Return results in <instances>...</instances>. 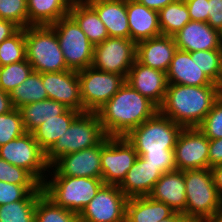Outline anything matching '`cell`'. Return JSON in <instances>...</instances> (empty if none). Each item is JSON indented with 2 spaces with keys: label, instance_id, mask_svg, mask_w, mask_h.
I'll use <instances>...</instances> for the list:
<instances>
[{
  "label": "cell",
  "instance_id": "1",
  "mask_svg": "<svg viewBox=\"0 0 222 222\" xmlns=\"http://www.w3.org/2000/svg\"><path fill=\"white\" fill-rule=\"evenodd\" d=\"M182 129V126L158 111L125 137L134 146L138 156L164 174L177 170L174 147Z\"/></svg>",
  "mask_w": 222,
  "mask_h": 222
},
{
  "label": "cell",
  "instance_id": "23",
  "mask_svg": "<svg viewBox=\"0 0 222 222\" xmlns=\"http://www.w3.org/2000/svg\"><path fill=\"white\" fill-rule=\"evenodd\" d=\"M162 175L157 167L138 156L118 186L127 198L149 196Z\"/></svg>",
  "mask_w": 222,
  "mask_h": 222
},
{
  "label": "cell",
  "instance_id": "14",
  "mask_svg": "<svg viewBox=\"0 0 222 222\" xmlns=\"http://www.w3.org/2000/svg\"><path fill=\"white\" fill-rule=\"evenodd\" d=\"M104 146L105 138L94 147L86 148L81 151L72 152L59 157L50 166L48 175L51 174L50 176L90 177L102 179L101 149Z\"/></svg>",
  "mask_w": 222,
  "mask_h": 222
},
{
  "label": "cell",
  "instance_id": "6",
  "mask_svg": "<svg viewBox=\"0 0 222 222\" xmlns=\"http://www.w3.org/2000/svg\"><path fill=\"white\" fill-rule=\"evenodd\" d=\"M26 60L35 72H63L67 68L55 30L51 25L25 28Z\"/></svg>",
  "mask_w": 222,
  "mask_h": 222
},
{
  "label": "cell",
  "instance_id": "24",
  "mask_svg": "<svg viewBox=\"0 0 222 222\" xmlns=\"http://www.w3.org/2000/svg\"><path fill=\"white\" fill-rule=\"evenodd\" d=\"M104 23L109 37L130 39L126 0H87Z\"/></svg>",
  "mask_w": 222,
  "mask_h": 222
},
{
  "label": "cell",
  "instance_id": "19",
  "mask_svg": "<svg viewBox=\"0 0 222 222\" xmlns=\"http://www.w3.org/2000/svg\"><path fill=\"white\" fill-rule=\"evenodd\" d=\"M168 84L186 86L217 85L201 70L196 61V51L186 52L177 49L166 72Z\"/></svg>",
  "mask_w": 222,
  "mask_h": 222
},
{
  "label": "cell",
  "instance_id": "18",
  "mask_svg": "<svg viewBox=\"0 0 222 222\" xmlns=\"http://www.w3.org/2000/svg\"><path fill=\"white\" fill-rule=\"evenodd\" d=\"M177 49L186 52L220 49L222 38L219 30L207 22L189 21L173 35Z\"/></svg>",
  "mask_w": 222,
  "mask_h": 222
},
{
  "label": "cell",
  "instance_id": "26",
  "mask_svg": "<svg viewBox=\"0 0 222 222\" xmlns=\"http://www.w3.org/2000/svg\"><path fill=\"white\" fill-rule=\"evenodd\" d=\"M72 0H27L28 26L52 25L69 15Z\"/></svg>",
  "mask_w": 222,
  "mask_h": 222
},
{
  "label": "cell",
  "instance_id": "35",
  "mask_svg": "<svg viewBox=\"0 0 222 222\" xmlns=\"http://www.w3.org/2000/svg\"><path fill=\"white\" fill-rule=\"evenodd\" d=\"M33 71L31 64L27 60L0 66V88L10 94Z\"/></svg>",
  "mask_w": 222,
  "mask_h": 222
},
{
  "label": "cell",
  "instance_id": "13",
  "mask_svg": "<svg viewBox=\"0 0 222 222\" xmlns=\"http://www.w3.org/2000/svg\"><path fill=\"white\" fill-rule=\"evenodd\" d=\"M127 201L118 185L104 184L80 213V222H126Z\"/></svg>",
  "mask_w": 222,
  "mask_h": 222
},
{
  "label": "cell",
  "instance_id": "10",
  "mask_svg": "<svg viewBox=\"0 0 222 222\" xmlns=\"http://www.w3.org/2000/svg\"><path fill=\"white\" fill-rule=\"evenodd\" d=\"M0 157L12 165L26 169L41 184L48 176L50 165L46 162L45 152L40 148L32 133L26 132L1 146Z\"/></svg>",
  "mask_w": 222,
  "mask_h": 222
},
{
  "label": "cell",
  "instance_id": "50",
  "mask_svg": "<svg viewBox=\"0 0 222 222\" xmlns=\"http://www.w3.org/2000/svg\"><path fill=\"white\" fill-rule=\"evenodd\" d=\"M206 222H222V207L217 210Z\"/></svg>",
  "mask_w": 222,
  "mask_h": 222
},
{
  "label": "cell",
  "instance_id": "44",
  "mask_svg": "<svg viewBox=\"0 0 222 222\" xmlns=\"http://www.w3.org/2000/svg\"><path fill=\"white\" fill-rule=\"evenodd\" d=\"M222 164V138L209 140L208 168Z\"/></svg>",
  "mask_w": 222,
  "mask_h": 222
},
{
  "label": "cell",
  "instance_id": "34",
  "mask_svg": "<svg viewBox=\"0 0 222 222\" xmlns=\"http://www.w3.org/2000/svg\"><path fill=\"white\" fill-rule=\"evenodd\" d=\"M26 60L25 28L0 43V66Z\"/></svg>",
  "mask_w": 222,
  "mask_h": 222
},
{
  "label": "cell",
  "instance_id": "46",
  "mask_svg": "<svg viewBox=\"0 0 222 222\" xmlns=\"http://www.w3.org/2000/svg\"><path fill=\"white\" fill-rule=\"evenodd\" d=\"M135 1L145 5L149 9H153L159 12L162 8L167 6L169 3L174 2L175 0H135Z\"/></svg>",
  "mask_w": 222,
  "mask_h": 222
},
{
  "label": "cell",
  "instance_id": "16",
  "mask_svg": "<svg viewBox=\"0 0 222 222\" xmlns=\"http://www.w3.org/2000/svg\"><path fill=\"white\" fill-rule=\"evenodd\" d=\"M42 82L49 99L83 113L80 80L77 71L42 73Z\"/></svg>",
  "mask_w": 222,
  "mask_h": 222
},
{
  "label": "cell",
  "instance_id": "7",
  "mask_svg": "<svg viewBox=\"0 0 222 222\" xmlns=\"http://www.w3.org/2000/svg\"><path fill=\"white\" fill-rule=\"evenodd\" d=\"M105 137L106 134L96 112L80 113L45 153V160L51 166L59 157L94 147Z\"/></svg>",
  "mask_w": 222,
  "mask_h": 222
},
{
  "label": "cell",
  "instance_id": "43",
  "mask_svg": "<svg viewBox=\"0 0 222 222\" xmlns=\"http://www.w3.org/2000/svg\"><path fill=\"white\" fill-rule=\"evenodd\" d=\"M214 29L222 30V0H208V21Z\"/></svg>",
  "mask_w": 222,
  "mask_h": 222
},
{
  "label": "cell",
  "instance_id": "15",
  "mask_svg": "<svg viewBox=\"0 0 222 222\" xmlns=\"http://www.w3.org/2000/svg\"><path fill=\"white\" fill-rule=\"evenodd\" d=\"M209 139L197 128H183L174 147L177 170L208 168Z\"/></svg>",
  "mask_w": 222,
  "mask_h": 222
},
{
  "label": "cell",
  "instance_id": "28",
  "mask_svg": "<svg viewBox=\"0 0 222 222\" xmlns=\"http://www.w3.org/2000/svg\"><path fill=\"white\" fill-rule=\"evenodd\" d=\"M68 108L55 100L45 99L18 108L26 132L32 133L40 124L63 114Z\"/></svg>",
  "mask_w": 222,
  "mask_h": 222
},
{
  "label": "cell",
  "instance_id": "21",
  "mask_svg": "<svg viewBox=\"0 0 222 222\" xmlns=\"http://www.w3.org/2000/svg\"><path fill=\"white\" fill-rule=\"evenodd\" d=\"M149 197L163 202L175 212L186 217V192L184 171L175 170L164 173L155 183Z\"/></svg>",
  "mask_w": 222,
  "mask_h": 222
},
{
  "label": "cell",
  "instance_id": "32",
  "mask_svg": "<svg viewBox=\"0 0 222 222\" xmlns=\"http://www.w3.org/2000/svg\"><path fill=\"white\" fill-rule=\"evenodd\" d=\"M159 25L162 35L173 36L191 21L184 0H175L159 12Z\"/></svg>",
  "mask_w": 222,
  "mask_h": 222
},
{
  "label": "cell",
  "instance_id": "42",
  "mask_svg": "<svg viewBox=\"0 0 222 222\" xmlns=\"http://www.w3.org/2000/svg\"><path fill=\"white\" fill-rule=\"evenodd\" d=\"M190 19L193 21H208V0H184Z\"/></svg>",
  "mask_w": 222,
  "mask_h": 222
},
{
  "label": "cell",
  "instance_id": "39",
  "mask_svg": "<svg viewBox=\"0 0 222 222\" xmlns=\"http://www.w3.org/2000/svg\"><path fill=\"white\" fill-rule=\"evenodd\" d=\"M0 19L12 21L20 28L28 27L27 0H0Z\"/></svg>",
  "mask_w": 222,
  "mask_h": 222
},
{
  "label": "cell",
  "instance_id": "49",
  "mask_svg": "<svg viewBox=\"0 0 222 222\" xmlns=\"http://www.w3.org/2000/svg\"><path fill=\"white\" fill-rule=\"evenodd\" d=\"M160 222H190L182 213L175 212L171 217L165 218Z\"/></svg>",
  "mask_w": 222,
  "mask_h": 222
},
{
  "label": "cell",
  "instance_id": "33",
  "mask_svg": "<svg viewBox=\"0 0 222 222\" xmlns=\"http://www.w3.org/2000/svg\"><path fill=\"white\" fill-rule=\"evenodd\" d=\"M35 222H80L79 215L56 205L44 193L35 207Z\"/></svg>",
  "mask_w": 222,
  "mask_h": 222
},
{
  "label": "cell",
  "instance_id": "27",
  "mask_svg": "<svg viewBox=\"0 0 222 222\" xmlns=\"http://www.w3.org/2000/svg\"><path fill=\"white\" fill-rule=\"evenodd\" d=\"M69 15L77 22L82 31L94 45H98L109 37L104 23L96 11L86 1H74Z\"/></svg>",
  "mask_w": 222,
  "mask_h": 222
},
{
  "label": "cell",
  "instance_id": "25",
  "mask_svg": "<svg viewBox=\"0 0 222 222\" xmlns=\"http://www.w3.org/2000/svg\"><path fill=\"white\" fill-rule=\"evenodd\" d=\"M174 213L168 205L149 196L128 198L126 204V222H160Z\"/></svg>",
  "mask_w": 222,
  "mask_h": 222
},
{
  "label": "cell",
  "instance_id": "45",
  "mask_svg": "<svg viewBox=\"0 0 222 222\" xmlns=\"http://www.w3.org/2000/svg\"><path fill=\"white\" fill-rule=\"evenodd\" d=\"M20 27L9 20L0 19V43L14 35Z\"/></svg>",
  "mask_w": 222,
  "mask_h": 222
},
{
  "label": "cell",
  "instance_id": "8",
  "mask_svg": "<svg viewBox=\"0 0 222 222\" xmlns=\"http://www.w3.org/2000/svg\"><path fill=\"white\" fill-rule=\"evenodd\" d=\"M69 70L80 71L92 65L94 45L77 22L67 15L51 25Z\"/></svg>",
  "mask_w": 222,
  "mask_h": 222
},
{
  "label": "cell",
  "instance_id": "2",
  "mask_svg": "<svg viewBox=\"0 0 222 222\" xmlns=\"http://www.w3.org/2000/svg\"><path fill=\"white\" fill-rule=\"evenodd\" d=\"M158 111L152 101L125 82L96 113L106 136H126Z\"/></svg>",
  "mask_w": 222,
  "mask_h": 222
},
{
  "label": "cell",
  "instance_id": "3",
  "mask_svg": "<svg viewBox=\"0 0 222 222\" xmlns=\"http://www.w3.org/2000/svg\"><path fill=\"white\" fill-rule=\"evenodd\" d=\"M221 94L219 85L168 84L159 112L183 128L198 127Z\"/></svg>",
  "mask_w": 222,
  "mask_h": 222
},
{
  "label": "cell",
  "instance_id": "4",
  "mask_svg": "<svg viewBox=\"0 0 222 222\" xmlns=\"http://www.w3.org/2000/svg\"><path fill=\"white\" fill-rule=\"evenodd\" d=\"M186 218L190 222H206L222 207V196L213 180L211 168L184 171Z\"/></svg>",
  "mask_w": 222,
  "mask_h": 222
},
{
  "label": "cell",
  "instance_id": "37",
  "mask_svg": "<svg viewBox=\"0 0 222 222\" xmlns=\"http://www.w3.org/2000/svg\"><path fill=\"white\" fill-rule=\"evenodd\" d=\"M196 61L206 76L220 86L221 49L196 51Z\"/></svg>",
  "mask_w": 222,
  "mask_h": 222
},
{
  "label": "cell",
  "instance_id": "30",
  "mask_svg": "<svg viewBox=\"0 0 222 222\" xmlns=\"http://www.w3.org/2000/svg\"><path fill=\"white\" fill-rule=\"evenodd\" d=\"M10 98L16 109L28 103L48 99L42 82V73L33 71L24 82L10 92Z\"/></svg>",
  "mask_w": 222,
  "mask_h": 222
},
{
  "label": "cell",
  "instance_id": "22",
  "mask_svg": "<svg viewBox=\"0 0 222 222\" xmlns=\"http://www.w3.org/2000/svg\"><path fill=\"white\" fill-rule=\"evenodd\" d=\"M130 39L135 43L162 35L158 11L135 0H126Z\"/></svg>",
  "mask_w": 222,
  "mask_h": 222
},
{
  "label": "cell",
  "instance_id": "41",
  "mask_svg": "<svg viewBox=\"0 0 222 222\" xmlns=\"http://www.w3.org/2000/svg\"><path fill=\"white\" fill-rule=\"evenodd\" d=\"M30 192H43L42 185H15L0 181V205L23 200Z\"/></svg>",
  "mask_w": 222,
  "mask_h": 222
},
{
  "label": "cell",
  "instance_id": "11",
  "mask_svg": "<svg viewBox=\"0 0 222 222\" xmlns=\"http://www.w3.org/2000/svg\"><path fill=\"white\" fill-rule=\"evenodd\" d=\"M137 157L134 146L125 136H106L105 146L101 149L104 184L119 185Z\"/></svg>",
  "mask_w": 222,
  "mask_h": 222
},
{
  "label": "cell",
  "instance_id": "47",
  "mask_svg": "<svg viewBox=\"0 0 222 222\" xmlns=\"http://www.w3.org/2000/svg\"><path fill=\"white\" fill-rule=\"evenodd\" d=\"M13 109L14 107L11 102L10 94L7 92H4L0 88V115L10 112Z\"/></svg>",
  "mask_w": 222,
  "mask_h": 222
},
{
  "label": "cell",
  "instance_id": "48",
  "mask_svg": "<svg viewBox=\"0 0 222 222\" xmlns=\"http://www.w3.org/2000/svg\"><path fill=\"white\" fill-rule=\"evenodd\" d=\"M211 171L213 173L214 184L219 194L222 196V164L213 166Z\"/></svg>",
  "mask_w": 222,
  "mask_h": 222
},
{
  "label": "cell",
  "instance_id": "5",
  "mask_svg": "<svg viewBox=\"0 0 222 222\" xmlns=\"http://www.w3.org/2000/svg\"><path fill=\"white\" fill-rule=\"evenodd\" d=\"M51 178V179H49ZM42 184L44 194L56 205L78 215L104 185L100 178L50 176Z\"/></svg>",
  "mask_w": 222,
  "mask_h": 222
},
{
  "label": "cell",
  "instance_id": "38",
  "mask_svg": "<svg viewBox=\"0 0 222 222\" xmlns=\"http://www.w3.org/2000/svg\"><path fill=\"white\" fill-rule=\"evenodd\" d=\"M197 128L209 140L222 138V94Z\"/></svg>",
  "mask_w": 222,
  "mask_h": 222
},
{
  "label": "cell",
  "instance_id": "40",
  "mask_svg": "<svg viewBox=\"0 0 222 222\" xmlns=\"http://www.w3.org/2000/svg\"><path fill=\"white\" fill-rule=\"evenodd\" d=\"M0 181L15 185H42L29 171L0 157Z\"/></svg>",
  "mask_w": 222,
  "mask_h": 222
},
{
  "label": "cell",
  "instance_id": "29",
  "mask_svg": "<svg viewBox=\"0 0 222 222\" xmlns=\"http://www.w3.org/2000/svg\"><path fill=\"white\" fill-rule=\"evenodd\" d=\"M73 109H67L63 114L51 118L40 124L33 132L34 139L40 148L46 153L55 144L66 129L69 128L73 120L80 114Z\"/></svg>",
  "mask_w": 222,
  "mask_h": 222
},
{
  "label": "cell",
  "instance_id": "51",
  "mask_svg": "<svg viewBox=\"0 0 222 222\" xmlns=\"http://www.w3.org/2000/svg\"><path fill=\"white\" fill-rule=\"evenodd\" d=\"M221 75H220V88L222 90V43H221Z\"/></svg>",
  "mask_w": 222,
  "mask_h": 222
},
{
  "label": "cell",
  "instance_id": "31",
  "mask_svg": "<svg viewBox=\"0 0 222 222\" xmlns=\"http://www.w3.org/2000/svg\"><path fill=\"white\" fill-rule=\"evenodd\" d=\"M44 192H30L23 200L0 205V222H35V207Z\"/></svg>",
  "mask_w": 222,
  "mask_h": 222
},
{
  "label": "cell",
  "instance_id": "17",
  "mask_svg": "<svg viewBox=\"0 0 222 222\" xmlns=\"http://www.w3.org/2000/svg\"><path fill=\"white\" fill-rule=\"evenodd\" d=\"M126 82L158 108L163 103L168 85L164 71L145 66L135 60Z\"/></svg>",
  "mask_w": 222,
  "mask_h": 222
},
{
  "label": "cell",
  "instance_id": "36",
  "mask_svg": "<svg viewBox=\"0 0 222 222\" xmlns=\"http://www.w3.org/2000/svg\"><path fill=\"white\" fill-rule=\"evenodd\" d=\"M26 133L20 111L16 108L0 115V147Z\"/></svg>",
  "mask_w": 222,
  "mask_h": 222
},
{
  "label": "cell",
  "instance_id": "52",
  "mask_svg": "<svg viewBox=\"0 0 222 222\" xmlns=\"http://www.w3.org/2000/svg\"><path fill=\"white\" fill-rule=\"evenodd\" d=\"M72 1L74 2V1H87V0H72Z\"/></svg>",
  "mask_w": 222,
  "mask_h": 222
},
{
  "label": "cell",
  "instance_id": "12",
  "mask_svg": "<svg viewBox=\"0 0 222 222\" xmlns=\"http://www.w3.org/2000/svg\"><path fill=\"white\" fill-rule=\"evenodd\" d=\"M136 60V43L131 39L108 37L94 46L92 67L122 75L125 79Z\"/></svg>",
  "mask_w": 222,
  "mask_h": 222
},
{
  "label": "cell",
  "instance_id": "20",
  "mask_svg": "<svg viewBox=\"0 0 222 222\" xmlns=\"http://www.w3.org/2000/svg\"><path fill=\"white\" fill-rule=\"evenodd\" d=\"M176 50L173 36L160 35L136 43V60L166 73Z\"/></svg>",
  "mask_w": 222,
  "mask_h": 222
},
{
  "label": "cell",
  "instance_id": "9",
  "mask_svg": "<svg viewBox=\"0 0 222 222\" xmlns=\"http://www.w3.org/2000/svg\"><path fill=\"white\" fill-rule=\"evenodd\" d=\"M83 112H97L123 86L126 79L92 66L78 71Z\"/></svg>",
  "mask_w": 222,
  "mask_h": 222
}]
</instances>
